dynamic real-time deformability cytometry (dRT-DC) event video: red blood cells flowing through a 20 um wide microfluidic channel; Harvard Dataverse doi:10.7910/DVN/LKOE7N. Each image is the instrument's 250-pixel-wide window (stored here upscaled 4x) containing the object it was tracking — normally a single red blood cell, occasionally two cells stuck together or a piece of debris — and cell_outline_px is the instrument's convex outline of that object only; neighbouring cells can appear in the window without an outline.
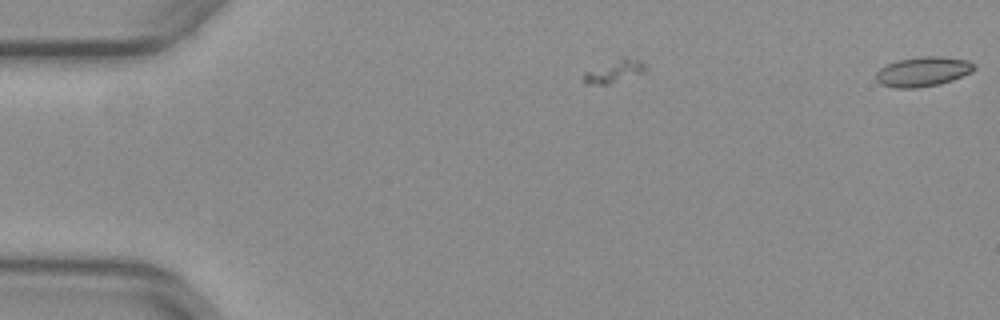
{"species": "common noctule bat (a hibernating species)", "species_latin": "Nyctalus noctula", "temperature_condition": "warm", "stored_images_in_passage": 6, "camera_frame_rate_fps": 3000, "um_per_image_px": 0.085, "animal": {"sex": "female", "body_mass_g": 29.2, "forearm_length_mm": 56.3}, "frame": {"image": 1, "passage_image": 6, "time_ms": 1.667, "image_size_px": [1000, 320], "cell_outline_px": [[976, 68], [972, 72], [952, 80], [940, 84], [916, 88], [896, 88], [880, 84], [876, 80], [876, 72], [880, 68], [888, 64], [900, 60], [920, 56], [940, 56], [968, 60], [976, 64]], "centroid_in_image_um": [78.47, 6.09], "position_along_channel_um": 6.5, "area_um2": 17.05}}